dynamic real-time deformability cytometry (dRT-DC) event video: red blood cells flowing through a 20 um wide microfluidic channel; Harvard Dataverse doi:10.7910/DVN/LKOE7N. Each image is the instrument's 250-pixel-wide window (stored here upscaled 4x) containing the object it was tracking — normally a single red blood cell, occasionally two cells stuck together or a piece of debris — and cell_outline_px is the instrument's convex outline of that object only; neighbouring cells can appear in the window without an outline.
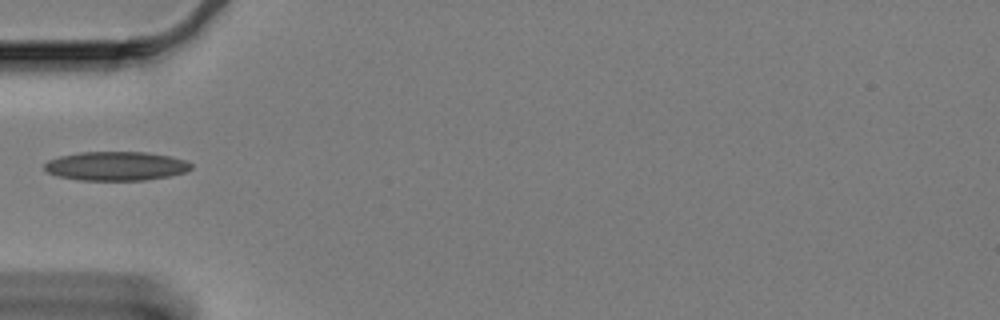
{"species": "Egyptian fruit bat (a non-hibernating species)", "species_latin": "Rousettus aegyptiacus", "temperature_condition": "cold", "stored_images_in_passage": 41, "camera_frame_rate_fps": 3000, "um_per_image_px": 0.085, "animal": {"sex": "female"}, "frame": {"image": 1, "passage_image": 1, "time_ms": 0.0, "image_size_px": [1000, 320], "cell_outline_px": [[192, 168], [184, 172], [168, 176], [144, 180], [80, 180], [56, 176], [48, 172], [44, 168], [44, 164], [48, 160], [60, 156], [80, 152], [148, 152], [168, 156], [184, 160], [192, 164]], "centroid_in_image_um": [9.83, 14.11], "position_along_channel_um": 75.2, "area_um2": 24.68}}
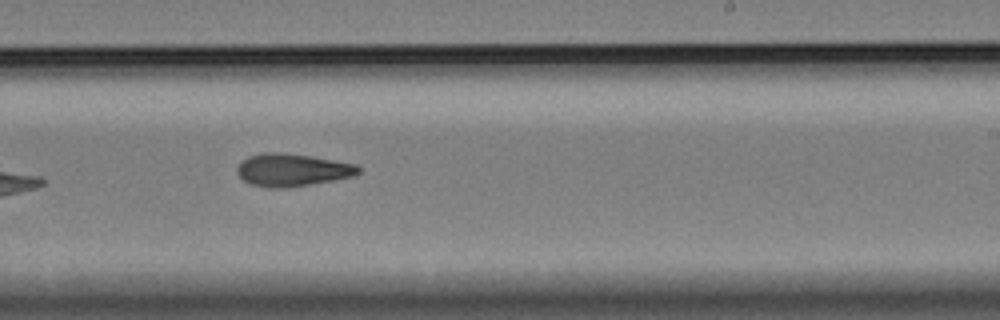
{"frame": {"image": 2, "passage_image": 18, "time_ms": 5.667, "image_size_px": [1000, 320], "cell_outline_px": [[360, 172], [356, 176], [336, 180], [288, 188], [268, 188], [248, 184], [236, 172], [236, 168], [248, 156], [264, 152], [280, 152], [308, 156], [356, 164], [360, 168]], "centroid_in_image_um": [24.84, 14.46], "position_along_channel_um": 264.2, "area_um2": 23.18}}
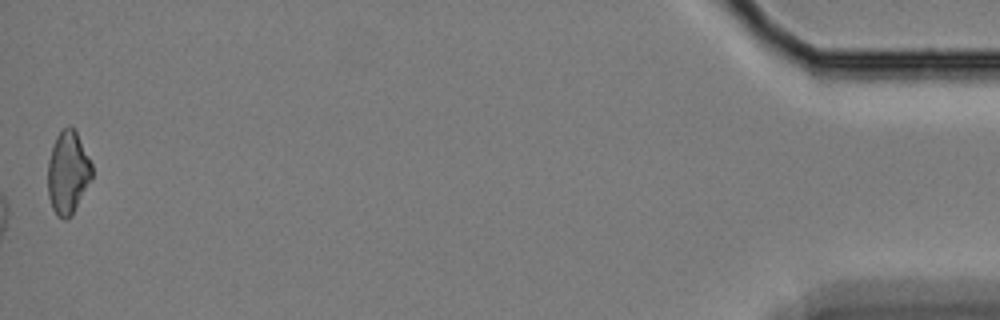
{"frame": {"image": 3, "passage_image": 41, "time_ms": 13.333, "image_size_px": [1000, 320], "cell_outline_px": [[92, 180], [72, 216], [64, 220], [56, 216], [52, 208], [48, 196], [48, 160], [56, 136], [68, 124], [76, 132], [92, 164]], "centroid_in_image_um": [5.77, 14.72], "position_along_channel_um": 429.4, "area_um2": 21.44}}